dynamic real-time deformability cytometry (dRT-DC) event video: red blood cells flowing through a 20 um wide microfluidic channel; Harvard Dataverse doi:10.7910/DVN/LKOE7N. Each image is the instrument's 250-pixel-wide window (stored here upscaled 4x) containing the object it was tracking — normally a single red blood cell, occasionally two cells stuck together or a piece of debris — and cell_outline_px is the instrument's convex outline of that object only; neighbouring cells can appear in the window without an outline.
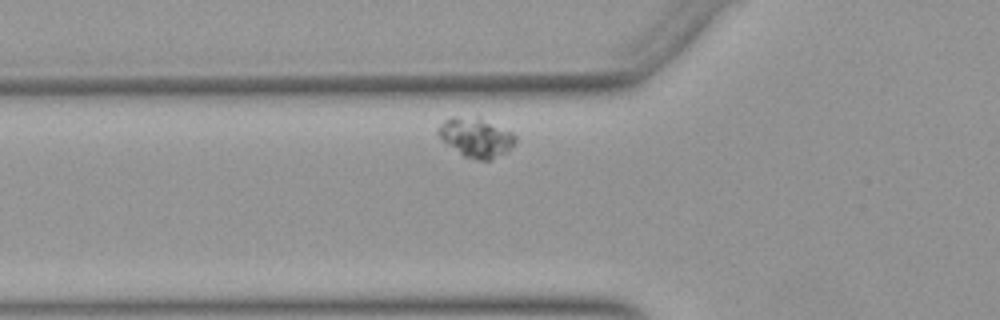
{"species": "Egyptian fruit bat (a non-hibernating species)", "species_latin": "Rousettus aegyptiacus", "temperature_condition": "warm", "stored_images_in_passage": 45, "camera_frame_rate_fps": 3000, "um_per_image_px": 0.085, "animal": {"sex": "female"}, "frame": {"image": 1, "passage_image": 6, "time_ms": 1.667, "image_size_px": [1000, 320], "cell_outline_px": [[516, 140], [508, 152], [492, 160], [476, 160], [464, 156], [448, 144], [436, 132], [440, 124], [448, 116], [480, 116], [512, 132], [516, 136]], "centroid_in_image_um": [40.48, 11.65], "position_along_channel_um": 85.3, "area_um2": 17.98}}
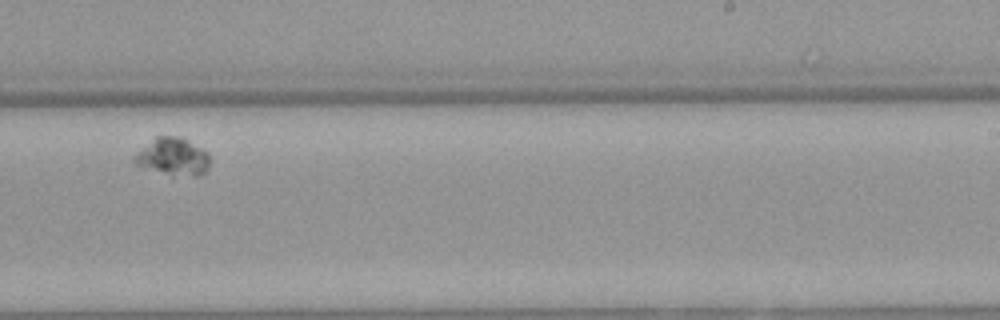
{"frame": {"image": 2, "passage_image": 23, "time_ms": 7.333, "image_size_px": [1000, 320], "cell_outline_px": [[212, 160], [208, 168], [200, 176], [172, 176], [136, 164], [132, 160], [132, 156], [136, 152], [156, 136], [180, 136], [188, 140], [208, 152]], "centroid_in_image_um": [14.73, 13.32], "position_along_channel_um": 274.3, "area_um2": 16.76}}
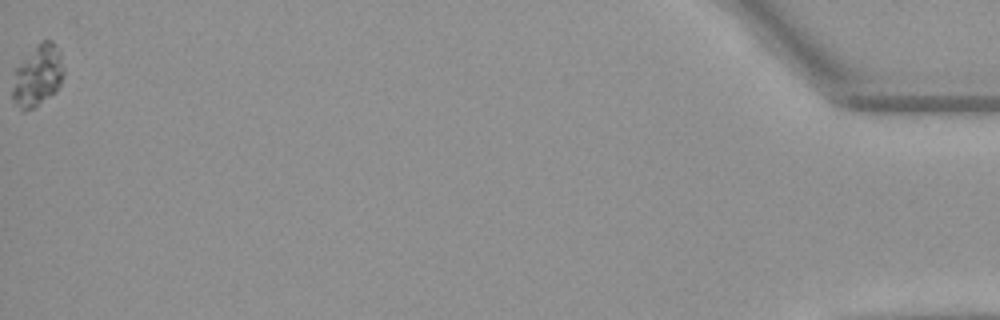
{"frame": {"image": 3, "passage_image": 45, "time_ms": 14.667, "image_size_px": [1000, 320], "cell_outline_px": [[64, 76], [56, 92], [36, 108], [24, 112], [20, 112], [12, 100], [12, 88], [16, 68], [36, 44], [40, 40], [52, 40], [60, 52], [64, 68]], "centroid_in_image_um": [3.21, 6.48], "position_along_channel_um": 432.0, "area_um2": 18.79}}